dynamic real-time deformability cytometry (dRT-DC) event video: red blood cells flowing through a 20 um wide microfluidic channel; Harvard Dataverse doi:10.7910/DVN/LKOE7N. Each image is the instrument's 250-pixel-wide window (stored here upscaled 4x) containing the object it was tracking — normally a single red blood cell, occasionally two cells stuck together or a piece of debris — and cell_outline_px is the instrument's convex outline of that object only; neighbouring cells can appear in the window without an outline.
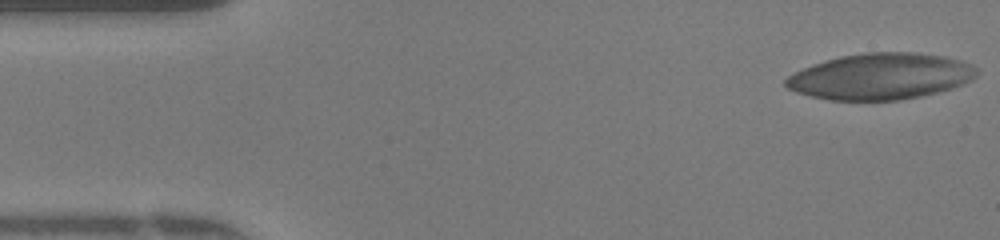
{"species": "human", "species_latin": "Homo sapiens", "temperature_condition": "warm", "stored_images_in_passage": 48, "camera_frame_rate_fps": 3000, "um_per_image_px": 0.085, "donor": {"sex": "female"}, "frame": {"image": 1, "passage_image": 1, "time_ms": 0.0, "image_size_px": [1000, 240], "cell_outline_px": [[976, 72], [968, 80], [960, 84], [936, 92], [920, 96], [896, 100], [832, 100], [812, 96], [796, 92], [788, 88], [784, 84], [784, 80], [788, 76], [804, 68], [840, 56], [868, 52], [912, 52], [940, 56], [960, 60], [976, 68]], "centroid_in_image_um": [74.78, 6.49], "position_along_channel_um": 10.2, "area_um2": 50.34}}
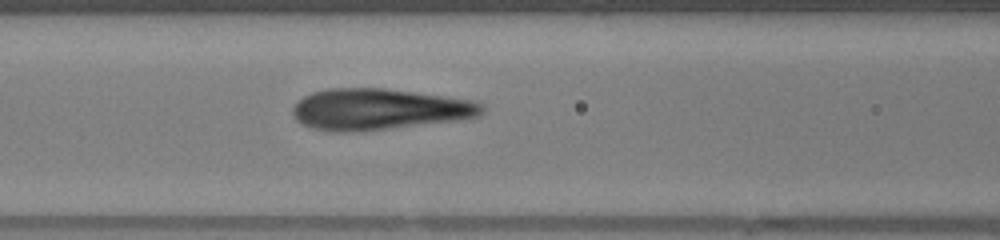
{"frame": {"image": 2, "passage_image": 19, "time_ms": 6.0, "image_size_px": [1000, 240], "cell_outline_px": [[484, 112], [480, 116], [452, 120], [388, 128], [352, 132], [332, 132], [316, 128], [304, 124], [296, 120], [292, 112], [292, 108], [304, 96], [316, 92], [332, 88], [384, 88], [472, 100], [484, 104]], "centroid_in_image_um": [32.21, 9.28], "position_along_channel_um": 134.4, "area_um2": 44.68}}
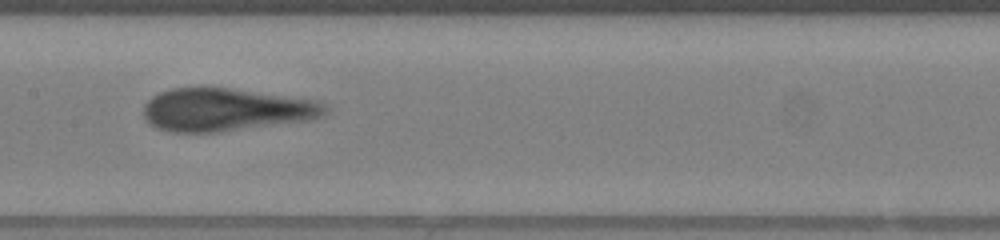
{"frame": {"image": 3, "passage_image": 23, "time_ms": 7.333, "image_size_px": [1000, 240], "cell_outline_px": [[328, 108], [320, 116], [308, 120], [220, 132], [172, 132], [156, 128], [148, 124], [144, 116], [144, 104], [152, 96], [160, 92], [172, 88], [204, 84], [316, 100], [324, 104]], "centroid_in_image_um": [19.11, 9.29], "position_along_channel_um": 188.3, "area_um2": 46.07}, "authors_computed_cell_mechanics": {"area_um2": 46.8469, "velocity_mm_per_s": 4.047, "shape_relaxation_time_tau1_ms": 3.4946, "shape_relaxation_time_tau2_ms": null, "deformation_change_tau1": 0.1214, "deformation_change_tau2": null}}